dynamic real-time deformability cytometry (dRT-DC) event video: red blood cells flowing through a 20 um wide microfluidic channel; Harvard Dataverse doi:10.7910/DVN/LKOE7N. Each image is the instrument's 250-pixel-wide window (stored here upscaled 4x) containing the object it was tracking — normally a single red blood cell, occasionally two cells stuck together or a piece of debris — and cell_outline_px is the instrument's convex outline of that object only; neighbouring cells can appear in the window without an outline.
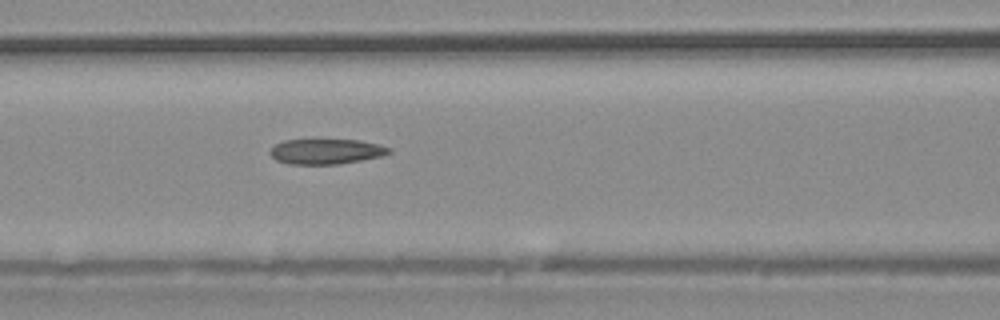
{"species": "common noctule bat (a hibernating species)", "species_latin": "Nyctalus noctula", "temperature_condition": "warm", "stored_images_in_passage": 39, "camera_frame_rate_fps": 3000, "um_per_image_px": 0.085, "animal": {"sex": "male", "body_mass_g": 20.4}, "frame": {"image": 1, "passage_image": 17, "time_ms": 5.333, "image_size_px": [1000, 320], "cell_outline_px": [[392, 152], [380, 156], [340, 164], [288, 164], [276, 160], [268, 152], [276, 144], [284, 140], [360, 140], [392, 148]], "centroid_in_image_um": [27.71, 12.88], "position_along_channel_um": 138.9, "area_um2": 17.34}}